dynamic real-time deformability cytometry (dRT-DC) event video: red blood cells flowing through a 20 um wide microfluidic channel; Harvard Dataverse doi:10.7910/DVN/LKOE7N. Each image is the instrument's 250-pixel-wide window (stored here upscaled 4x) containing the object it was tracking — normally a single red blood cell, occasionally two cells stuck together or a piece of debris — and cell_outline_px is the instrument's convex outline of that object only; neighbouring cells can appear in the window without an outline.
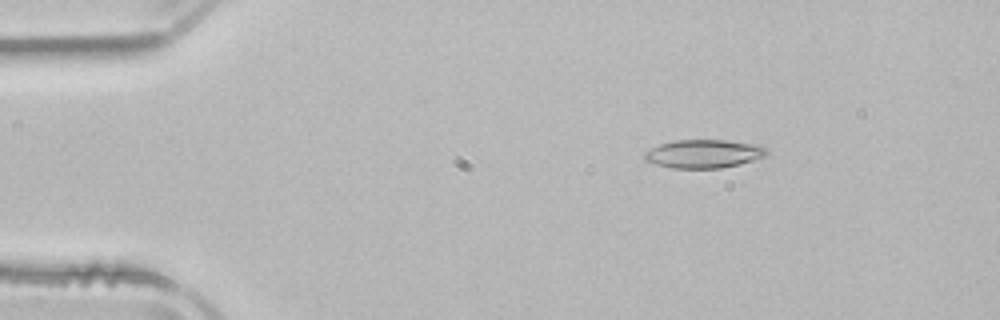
{"species": "common noctule bat (a hibernating species)", "species_latin": "Nyctalus noctula", "temperature_condition": "room temperature", "stored_images_in_passage": 2, "camera_frame_rate_fps": 3000, "um_per_image_px": 0.085, "animal": {"sex": "male", "body_mass_g": 21.5, "forearm_length_mm": 52.0}, "frame": {"image": 1, "passage_image": 1, "time_ms": 0.0, "image_size_px": [1000, 320], "cell_outline_px": [[768, 152], [764, 156], [740, 164], [720, 168], [672, 168], [656, 164], [644, 160], [644, 152], [660, 144], [676, 140], [728, 140], [760, 144]], "centroid_in_image_um": [59.82, 13.06], "position_along_channel_um": 25.2, "area_um2": 20.17}}